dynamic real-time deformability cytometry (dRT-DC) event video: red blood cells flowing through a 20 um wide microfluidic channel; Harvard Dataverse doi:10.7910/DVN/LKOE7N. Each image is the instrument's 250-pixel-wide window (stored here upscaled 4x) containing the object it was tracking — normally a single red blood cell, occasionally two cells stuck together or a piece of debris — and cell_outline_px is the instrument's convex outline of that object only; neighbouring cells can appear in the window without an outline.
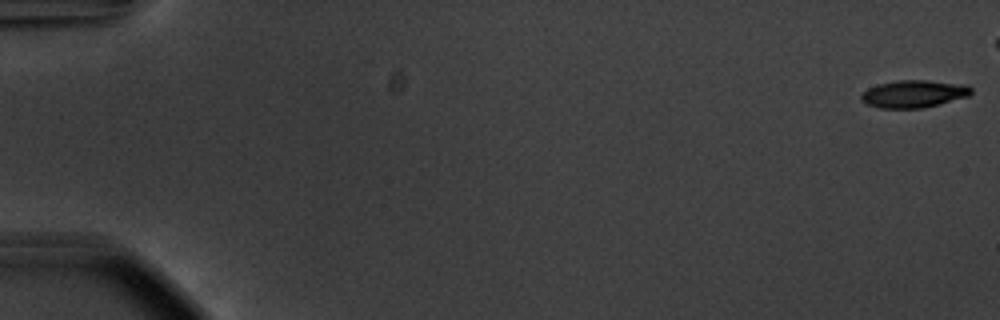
{"species": "common noctule bat (a hibernating species)", "species_latin": "Nyctalus noctula", "temperature_condition": "warm", "stored_images_in_passage": 14, "camera_frame_rate_fps": 3000, "um_per_image_px": 0.085, "animal": {"sex": "male", "body_mass_g": 20.1, "forearm_length_mm": 53.5}, "frame": {"image": 1, "passage_image": 1, "time_ms": 0.0, "image_size_px": [1000, 320], "cell_outline_px": [[972, 92], [968, 96], [924, 108], [880, 108], [864, 104], [860, 100], [860, 96], [868, 88], [880, 84], [896, 80], [928, 80], [968, 84], [972, 88]], "centroid_in_image_um": [77.67, 7.97], "position_along_channel_um": 7.3, "area_um2": 17.74}}